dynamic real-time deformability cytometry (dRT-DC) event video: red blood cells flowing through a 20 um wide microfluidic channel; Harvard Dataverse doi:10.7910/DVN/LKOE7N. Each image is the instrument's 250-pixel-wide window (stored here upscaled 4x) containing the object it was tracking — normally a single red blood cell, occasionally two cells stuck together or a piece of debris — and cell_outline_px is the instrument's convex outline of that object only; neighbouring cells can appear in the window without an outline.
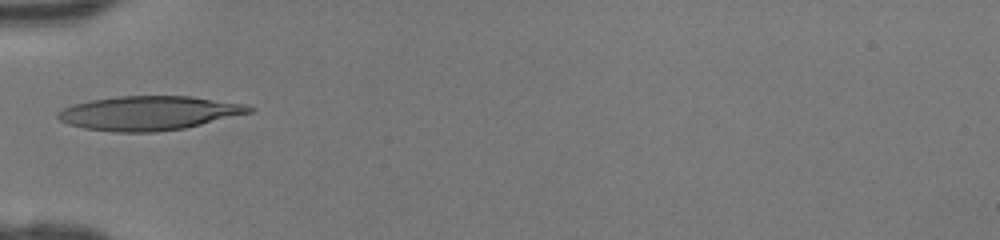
{"species": "human", "species_latin": "Homo sapiens", "temperature_condition": "room temperature", "stored_images_in_passage": 30, "camera_frame_rate_fps": 3000, "um_per_image_px": 0.085, "donor": {"sex": "female"}, "frame": {"image": 1, "passage_image": 1, "time_ms": 0.0, "image_size_px": [1000, 240], "cell_outline_px": [[256, 108], [252, 112], [184, 128], [156, 132], [112, 132], [84, 128], [68, 124], [60, 120], [56, 116], [56, 112], [64, 108], [88, 100], [116, 96], [192, 96], [240, 104]], "centroid_in_image_um": [12.61, 9.61], "position_along_channel_um": 72.4, "area_um2": 37.86}}
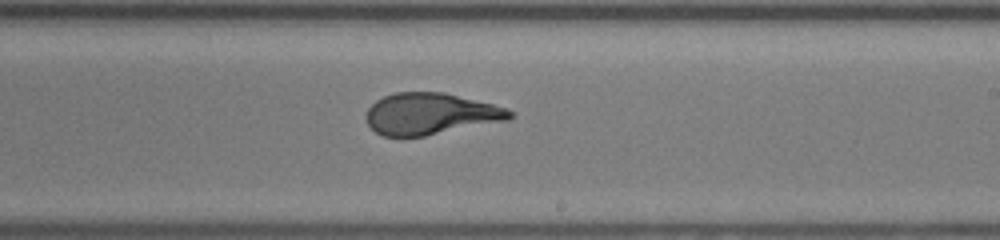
{"frame": {"image": 2, "passage_image": 13, "time_ms": 4.0, "image_size_px": [1000, 240], "cell_outline_px": [[512, 116], [508, 120], [424, 136], [384, 136], [376, 132], [368, 124], [364, 116], [368, 108], [376, 100], [384, 96], [396, 92], [444, 92], [492, 104], [504, 108], [512, 112]], "centroid_in_image_um": [36.54, 9.67], "position_along_channel_um": 252.5, "area_um2": 34.51}}
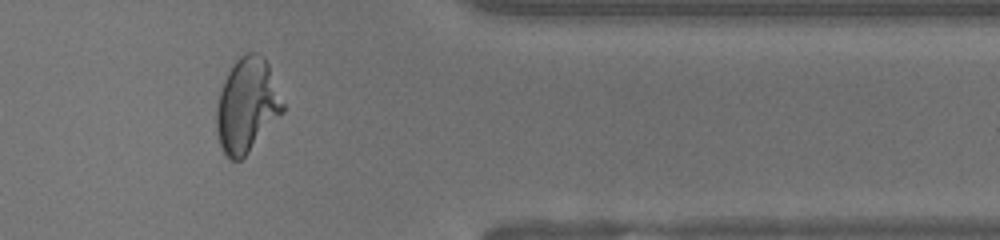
{"frame": {"image": 3, "passage_image": 23, "time_ms": 7.333, "image_size_px": [1000, 240], "cell_outline_px": [[284, 112], [248, 152], [240, 160], [232, 160], [224, 152], [220, 144], [216, 132], [216, 108], [220, 92], [224, 80], [228, 72], [236, 60], [240, 56], [248, 52], [256, 52], [264, 56], [268, 64], [284, 104]], "centroid_in_image_um": [20.99, 8.94], "position_along_channel_um": 390.4, "area_um2": 36.13}}